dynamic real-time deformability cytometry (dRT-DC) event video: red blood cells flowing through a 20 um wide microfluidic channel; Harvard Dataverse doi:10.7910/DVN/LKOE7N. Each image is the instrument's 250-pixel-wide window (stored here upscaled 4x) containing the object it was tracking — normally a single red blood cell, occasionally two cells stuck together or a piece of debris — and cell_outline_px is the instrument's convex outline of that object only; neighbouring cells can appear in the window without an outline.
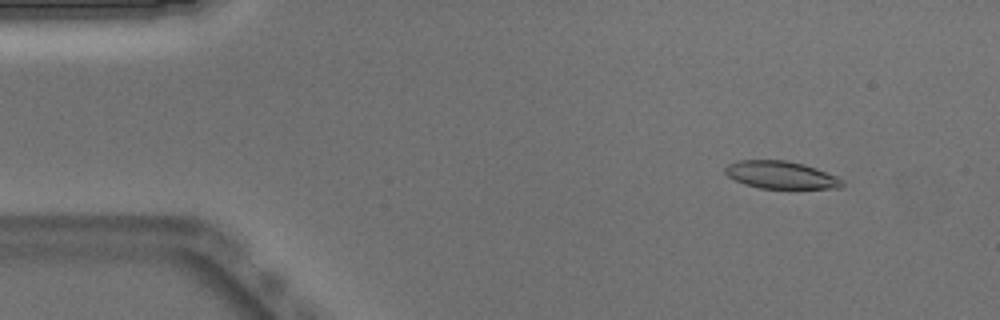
{"species": "Egyptian fruit bat (a non-hibernating species)", "species_latin": "Rousettus aegyptiacus", "temperature_condition": "warm", "stored_images_in_passage": 47, "camera_frame_rate_fps": 3000, "um_per_image_px": 0.085, "animal": {"sex": "male"}, "frame": {"image": 1, "passage_image": 1, "time_ms": 0.0, "image_size_px": [1000, 320], "cell_outline_px": [[844, 184], [840, 188], [760, 188], [744, 184], [728, 176], [724, 172], [724, 168], [728, 164], [736, 160], [788, 160], [804, 164], [816, 168], [836, 176], [844, 180]], "centroid_in_image_um": [66.37, 14.86], "position_along_channel_um": 18.6, "area_um2": 18.84}}
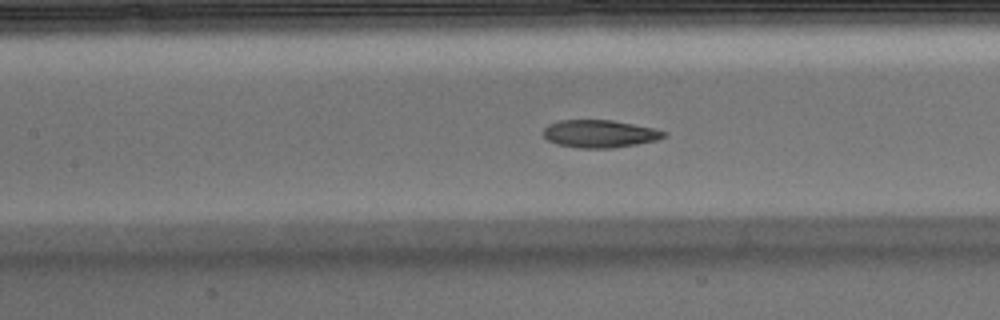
{"frame": {"image": 2, "passage_image": 18, "time_ms": 5.667, "image_size_px": [1000, 320], "cell_outline_px": [[668, 132], [664, 136], [656, 140], [636, 144], [612, 148], [580, 148], [556, 144], [548, 140], [544, 136], [544, 128], [548, 124], [560, 120], [612, 120], [652, 128]], "centroid_in_image_um": [50.94, 11.37], "position_along_channel_um": 156.5, "area_um2": 19.25}}
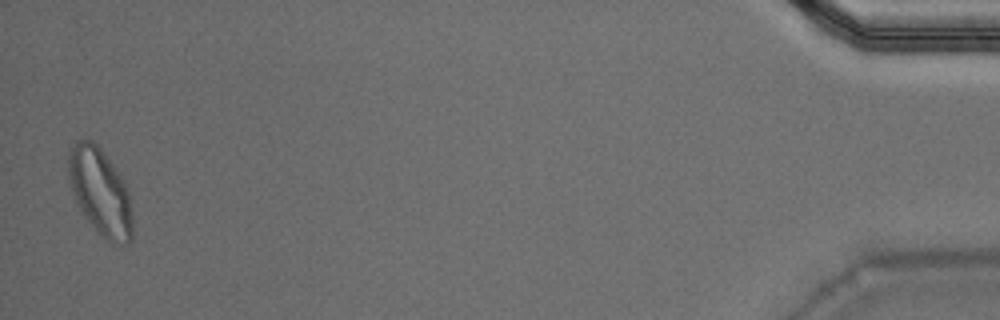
{"frame": {"image": 3, "passage_image": 46, "time_ms": 15.0, "image_size_px": [1000, 320], "cell_outline_px": [[132, 240], [128, 244], [120, 244], [108, 240], [96, 232], [80, 212], [76, 204], [68, 180], [68, 148], [80, 140], [92, 140], [100, 148], [124, 180], [128, 192], [132, 208]], "centroid_in_image_um": [8.5, 16.33], "position_along_channel_um": 426.7, "area_um2": 32.77}, "authors_computed_cell_mechanics": {"area_um2": 20.4034, "velocity_mm_per_s": 3.893, "shape_relaxation_time_tau1_ms": 5.5117, "shape_relaxation_time_tau2_ms": 2.549, "deformation_change_tau1": 0.1866, "deformation_change_tau2": 0.0967}}